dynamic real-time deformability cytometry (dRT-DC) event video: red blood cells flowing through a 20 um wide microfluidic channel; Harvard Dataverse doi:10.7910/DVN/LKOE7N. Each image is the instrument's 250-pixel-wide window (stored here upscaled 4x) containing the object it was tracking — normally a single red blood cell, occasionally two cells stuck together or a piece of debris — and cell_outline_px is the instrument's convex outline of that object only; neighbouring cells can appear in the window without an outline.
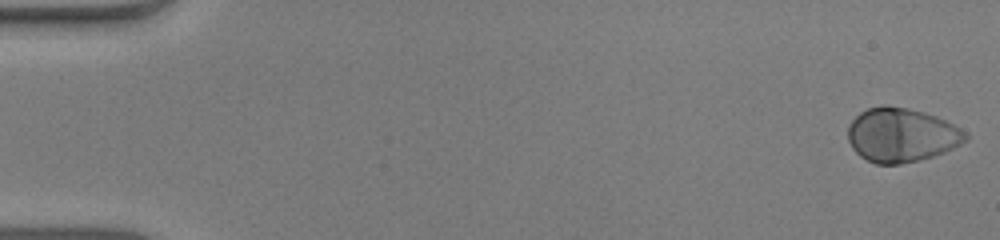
{"species": "human", "species_latin": "Homo sapiens", "temperature_condition": "warm", "stored_images_in_passage": 52, "camera_frame_rate_fps": 3000, "um_per_image_px": 0.085, "donor": {"sex": "male"}, "frame": {"image": 1, "passage_image": 1, "time_ms": 0.0, "image_size_px": [1000, 240], "cell_outline_px": [[968, 140], [944, 152], [920, 160], [900, 164], [876, 164], [860, 156], [852, 148], [848, 140], [848, 124], [860, 112], [868, 108], [880, 104], [884, 104], [908, 108], [924, 112], [936, 116], [968, 132]], "centroid_in_image_um": [76.61, 11.47], "position_along_channel_um": 8.4, "area_um2": 37.22}}
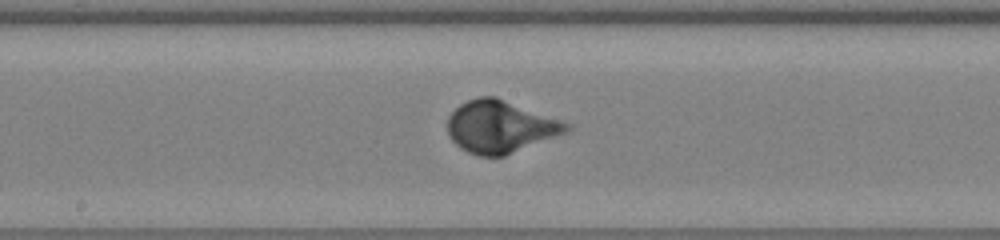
{"frame": {"image": 2, "passage_image": 28, "time_ms": 9.0, "image_size_px": [1000, 240], "cell_outline_px": [[572, 128], [568, 132], [504, 156], [480, 156], [468, 152], [460, 148], [448, 136], [448, 116], [460, 104], [468, 100], [480, 96], [496, 96], [572, 124]], "centroid_in_image_um": [42.54, 10.77], "position_along_channel_um": 205.7, "area_um2": 36.3}}
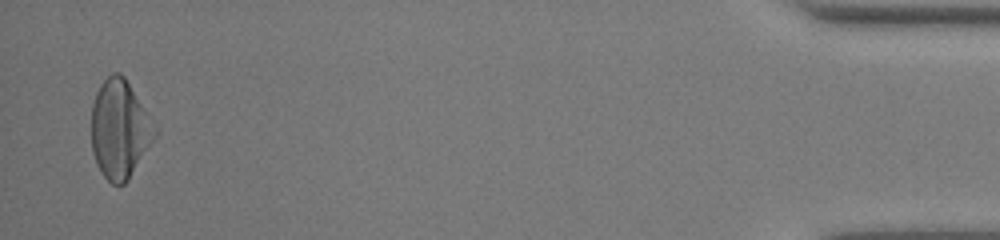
{"frame": {"image": 3, "passage_image": 51, "time_ms": 16.667, "image_size_px": [1000, 240], "cell_outline_px": [[160, 132], [128, 180], [124, 184], [112, 184], [100, 172], [96, 164], [92, 152], [92, 104], [96, 92], [100, 84], [112, 72], [120, 72], [124, 76], [160, 128]], "centroid_in_image_um": [10.22, 10.97], "position_along_channel_um": 425.0, "area_um2": 37.17}, "authors_computed_cell_mechanics": {"area_um2": 35.4025, "velocity_mm_per_s": 3.9702, "shape_relaxation_time_tau1_ms": 2.4199, "shape_relaxation_time_tau2_ms": null, "deformation_change_tau1": 0.1959, "deformation_change_tau2": null}}